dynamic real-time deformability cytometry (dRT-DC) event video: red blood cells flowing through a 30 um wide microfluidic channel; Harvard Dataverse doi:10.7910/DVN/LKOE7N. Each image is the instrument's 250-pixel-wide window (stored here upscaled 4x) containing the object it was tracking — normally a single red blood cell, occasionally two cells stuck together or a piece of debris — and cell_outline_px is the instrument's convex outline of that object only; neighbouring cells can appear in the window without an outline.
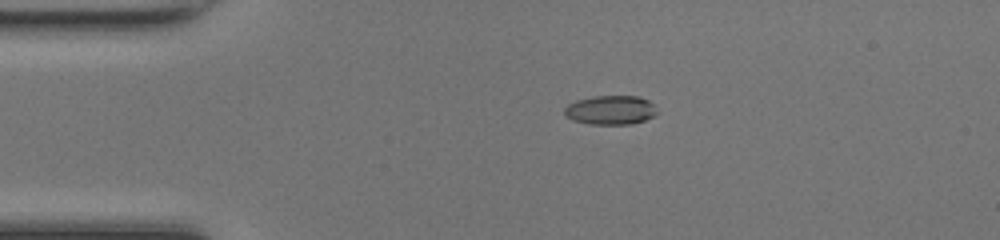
{"species": "common noctule bat (a hibernating species)", "species_latin": "Nyctalus noctula", "temperature_condition": "room temperature", "stored_images_in_passage": 48, "camera_frame_rate_fps": 3000, "um_per_image_px": 0.085, "animal": {"sex": "female", "body_mass_g": 17.0, "forearm_length_mm": 48.0}, "frame": {"image": 1, "passage_image": 10, "time_ms": 3.0, "image_size_px": [1000, 240], "cell_outline_px": [[660, 112], [656, 116], [632, 124], [592, 124], [572, 120], [564, 116], [564, 108], [568, 104], [576, 100], [592, 96], [640, 96], [656, 104]], "centroid_in_image_um": [51.95, 9.35], "position_along_channel_um": 33.0, "area_um2": 16.13}}
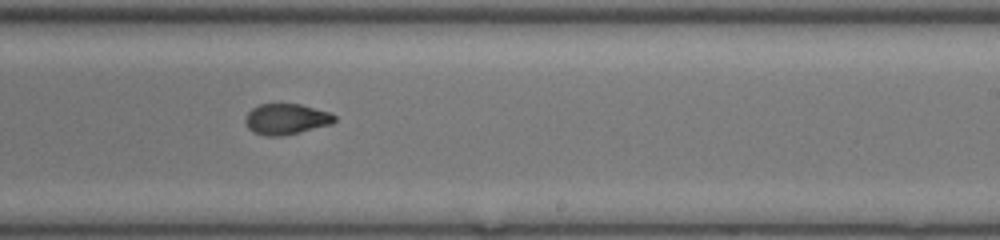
{"frame": {"image": 2, "passage_image": 29, "time_ms": 9.333, "image_size_px": [1000, 240], "cell_outline_px": [[336, 120], [332, 124], [284, 136], [264, 136], [252, 132], [248, 128], [244, 120], [248, 112], [252, 108], [260, 104], [300, 104], [328, 112], [336, 116]], "centroid_in_image_um": [24.31, 10.13], "position_along_channel_um": 264.7, "area_um2": 16.07}}
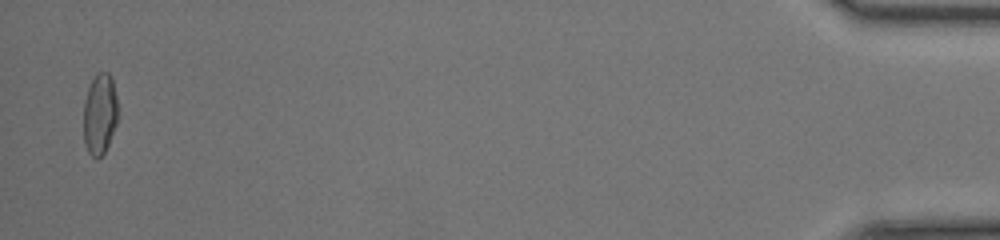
{"frame": {"image": 3, "passage_image": 47, "time_ms": 15.333, "image_size_px": [1000, 240], "cell_outline_px": [[116, 124], [108, 144], [104, 152], [96, 160], [88, 152], [84, 144], [84, 104], [88, 88], [96, 72], [108, 72], [112, 80], [116, 96]], "centroid_in_image_um": [8.46, 9.7], "position_along_channel_um": 426.7, "area_um2": 15.95}, "authors_computed_cell_mechanics": {"area_um2": 16.2996, "velocity_mm_per_s": 4.3513, "shape_relaxation_time_tau1_ms": 9.0522, "shape_relaxation_time_tau2_ms": 1.867, "deformation_change_tau1": 0.261, "deformation_change_tau2": 0.0678}}